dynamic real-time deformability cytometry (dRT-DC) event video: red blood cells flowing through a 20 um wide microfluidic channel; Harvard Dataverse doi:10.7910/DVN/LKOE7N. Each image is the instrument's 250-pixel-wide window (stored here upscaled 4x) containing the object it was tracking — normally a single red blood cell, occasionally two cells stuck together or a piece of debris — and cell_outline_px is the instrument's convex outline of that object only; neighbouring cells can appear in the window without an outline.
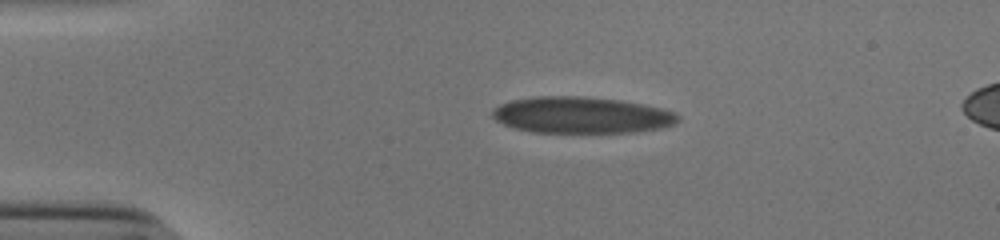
{"species": "human", "species_latin": "Homo sapiens", "temperature_condition": "cold", "stored_images_in_passage": 44, "camera_frame_rate_fps": 3000, "um_per_image_px": 0.085, "donor": {"sex": "male"}, "frame": {"image": 1, "passage_image": 1, "time_ms": 0.0, "image_size_px": [1000, 240], "cell_outline_px": [[680, 120], [672, 124], [660, 128], [636, 132], [532, 132], [512, 128], [496, 120], [492, 116], [492, 108], [500, 104], [512, 100], [536, 96], [584, 96], [620, 100], [644, 104], [664, 108], [676, 112], [680, 116]], "centroid_in_image_um": [49.43, 9.77], "position_along_channel_um": 35.6, "area_um2": 39.65}}
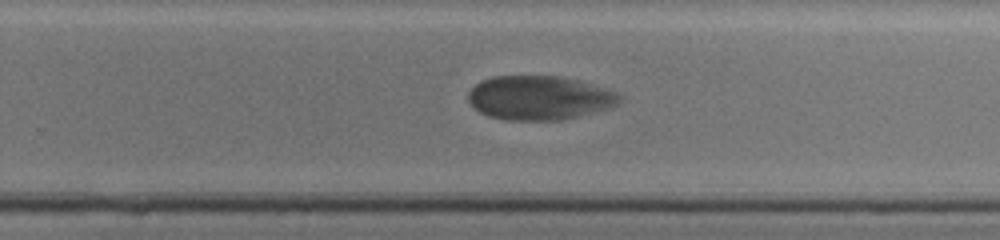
{"frame": {"image": 2, "passage_image": 25, "time_ms": 8.0, "image_size_px": [1000, 240], "cell_outline_px": [[620, 100], [612, 108], [560, 120], [504, 120], [488, 116], [480, 112], [468, 100], [468, 92], [480, 80], [492, 76], [556, 76], [576, 80], [592, 84], [620, 92]], "centroid_in_image_um": [45.85, 8.31], "position_along_channel_um": 284.0, "area_um2": 38.9}}
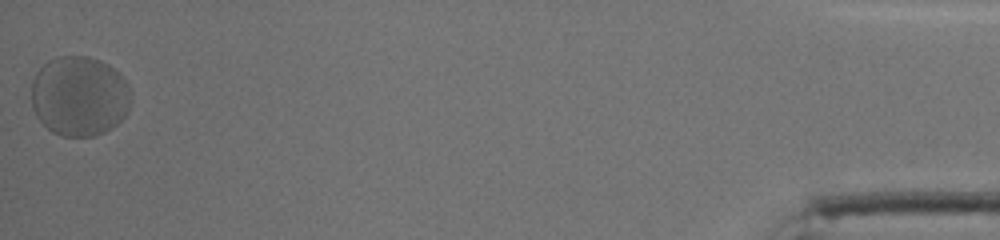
{"frame": {"image": 3, "passage_image": 44, "time_ms": 14.333, "image_size_px": [1000, 240], "cell_outline_px": [[132, 100], [128, 112], [112, 128], [96, 136], [60, 136], [52, 132], [36, 116], [32, 108], [32, 80], [36, 72], [48, 60], [56, 56], [88, 56], [100, 60], [108, 64], [124, 76], [128, 84]], "centroid_in_image_um": [6.76, 8.16], "position_along_channel_um": 428.4, "area_um2": 46.99}, "authors_computed_cell_mechanics": {"area_um2": 39.9398, "velocity_mm_per_s": 3.6949, "shape_relaxation_time_tau1_ms": 4.5926, "shape_relaxation_time_tau2_ms": null, "deformation_change_tau1": 0.1581, "deformation_change_tau2": null}}